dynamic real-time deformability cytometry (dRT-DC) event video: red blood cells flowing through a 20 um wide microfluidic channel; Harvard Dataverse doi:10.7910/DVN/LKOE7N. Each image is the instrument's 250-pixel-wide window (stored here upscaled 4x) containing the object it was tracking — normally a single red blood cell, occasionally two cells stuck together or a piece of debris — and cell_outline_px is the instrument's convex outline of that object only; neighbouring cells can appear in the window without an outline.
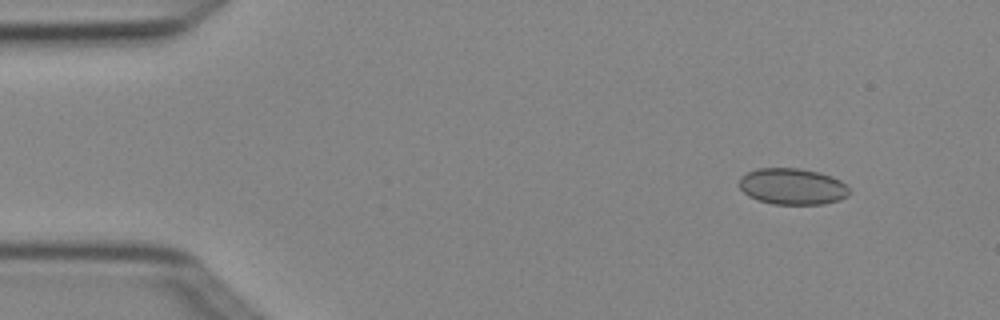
{"species": "Egyptian fruit bat (a non-hibernating species)", "species_latin": "Rousettus aegyptiacus", "temperature_condition": "cold", "stored_images_in_passage": 6, "camera_frame_rate_fps": 3000, "um_per_image_px": 0.085, "animal": {"sex": "female"}, "frame": {"image": 1, "passage_image": 1, "time_ms": 0.0, "image_size_px": [1000, 320], "cell_outline_px": [[848, 196], [840, 200], [824, 204], [772, 204], [748, 196], [740, 188], [740, 176], [756, 168], [800, 168], [820, 172], [832, 176], [840, 180], [848, 188]], "centroid_in_image_um": [67.36, 15.84], "position_along_channel_um": 17.6, "area_um2": 23.35}}
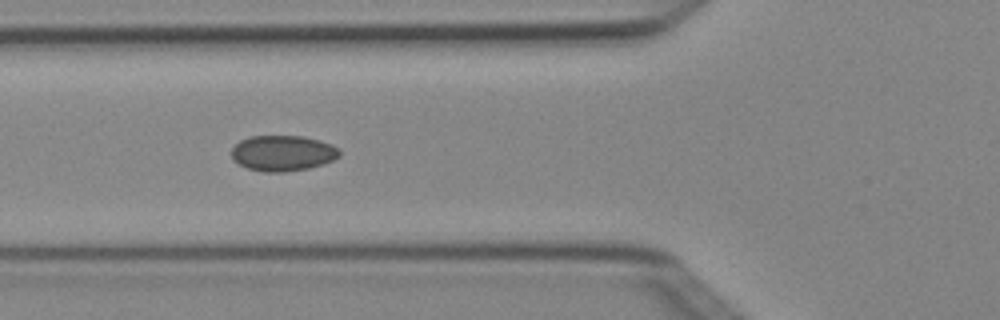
{"frame": {"image": 2, "passage_image": 4, "time_ms": 1.0, "image_size_px": [1000, 320], "cell_outline_px": [[340, 156], [332, 160], [308, 168], [284, 172], [264, 172], [248, 168], [232, 160], [232, 148], [240, 140], [248, 136], [304, 136], [320, 140], [332, 144], [340, 148]], "centroid_in_image_um": [24.04, 13.0], "position_along_channel_um": 101.8, "area_um2": 22.48}}
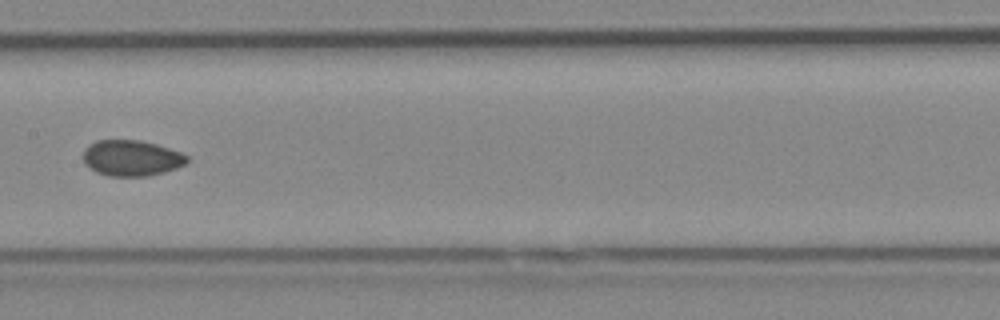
{"frame": {"image": 3, "passage_image": 6, "time_ms": 1.667, "image_size_px": [1000, 320], "cell_outline_px": [[188, 160], [184, 164], [176, 168], [164, 172], [148, 176], [108, 176], [96, 172], [84, 164], [84, 148], [88, 144], [96, 140], [140, 140], [156, 144], [180, 152], [188, 156]], "centroid_in_image_um": [11.15, 13.43], "position_along_channel_um": 196.3, "area_um2": 21.73}}